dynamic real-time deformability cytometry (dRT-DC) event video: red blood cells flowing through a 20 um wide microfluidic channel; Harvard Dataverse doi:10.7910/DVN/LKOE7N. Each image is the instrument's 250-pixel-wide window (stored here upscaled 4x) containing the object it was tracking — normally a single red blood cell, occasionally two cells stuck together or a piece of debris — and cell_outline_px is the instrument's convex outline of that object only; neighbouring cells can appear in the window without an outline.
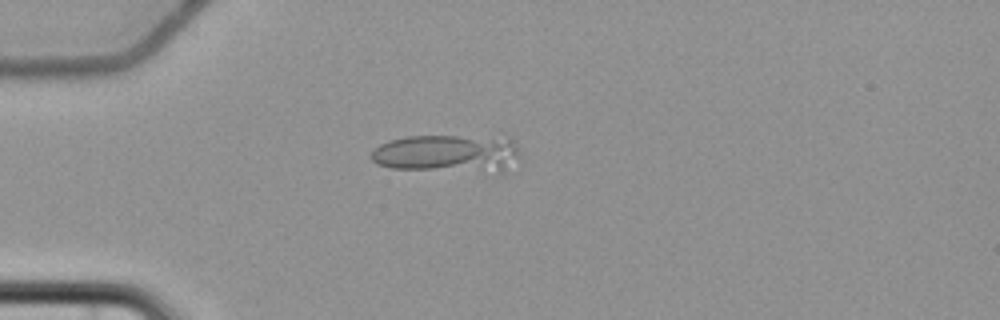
{"species": "common noctule bat (a hibernating species)", "species_latin": "Nyctalus noctula", "temperature_condition": "cold", "stored_images_in_passage": 6, "segment_of_instrument_passage": [1, 2], "camera_frame_rate_fps": 3000, "um_per_image_px": 0.085, "animal": {"sex": "female", "body_mass_g": 22.7, "forearm_length_mm": 54.2}, "frame": {"image": 1, "passage_image": 4, "time_ms": 4.333, "image_size_px": [1000, 320], "cell_outline_px": [[520, 156], [500, 176], [392, 168], [376, 164], [368, 156], [380, 144], [388, 140], [408, 136], [512, 136], [520, 148]], "centroid_in_image_um": [38.18, 13.09], "position_along_channel_um": 46.8, "area_um2": 35.08}}